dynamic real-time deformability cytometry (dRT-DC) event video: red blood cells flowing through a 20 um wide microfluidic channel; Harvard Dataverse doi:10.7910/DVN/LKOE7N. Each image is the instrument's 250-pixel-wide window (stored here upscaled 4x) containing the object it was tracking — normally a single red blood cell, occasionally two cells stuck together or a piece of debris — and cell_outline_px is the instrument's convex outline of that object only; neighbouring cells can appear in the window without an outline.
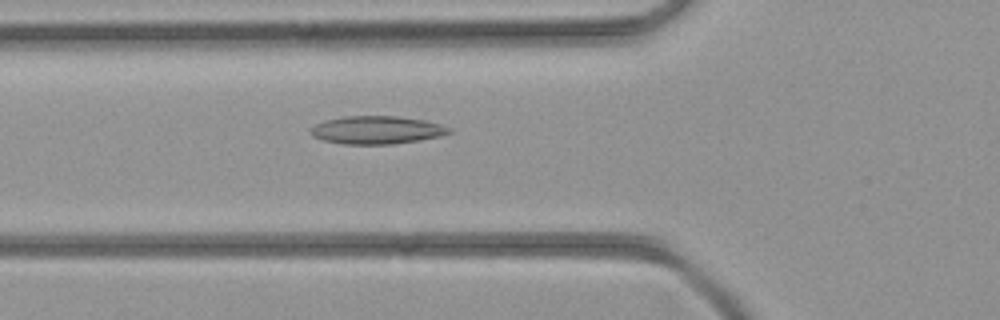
{"species": "common noctule bat (a hibernating species)", "species_latin": "Nyctalus noctula", "temperature_condition": "room temperature", "stored_images_in_passage": 32, "camera_frame_rate_fps": 3000, "um_per_image_px": 0.085, "animal": {"sex": "female", "body_mass_g": 21.9}, "frame": {"image": 1, "passage_image": 5, "time_ms": 1.333, "image_size_px": [1000, 320], "cell_outline_px": [[452, 132], [440, 136], [420, 140], [392, 144], [344, 144], [324, 140], [312, 136], [308, 132], [316, 124], [324, 120], [344, 116], [396, 116], [424, 120], [440, 124], [452, 128]], "centroid_in_image_um": [32.03, 11.05], "position_along_channel_um": 93.8, "area_um2": 22.6}}
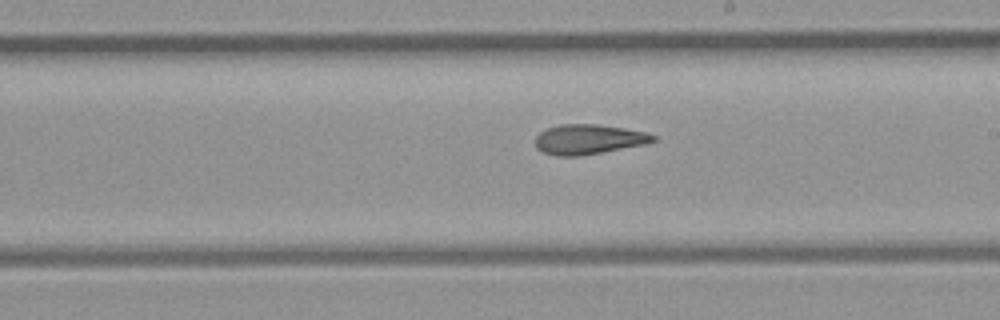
{"frame": {"image": 2, "passage_image": 14, "time_ms": 4.333, "image_size_px": [1000, 320], "cell_outline_px": [[656, 140], [644, 144], [580, 156], [556, 156], [544, 152], [536, 148], [536, 136], [540, 132], [548, 128], [560, 124], [596, 124], [624, 128], [644, 132], [656, 136]], "centroid_in_image_um": [50.0, 11.84], "position_along_channel_um": 239.0, "area_um2": 20.29}}
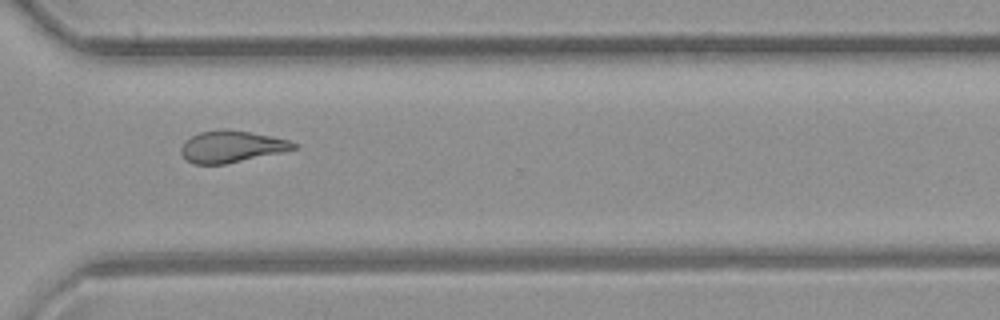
{"frame": {"image": 3, "passage_image": 21, "time_ms": 6.667, "image_size_px": [1000, 320], "cell_outline_px": [[300, 144], [296, 148], [280, 152], [224, 164], [192, 164], [180, 152], [180, 148], [192, 136], [200, 132], [248, 132], [272, 136], [288, 140]], "centroid_in_image_um": [19.7, 12.5], "position_along_channel_um": 350.9, "area_um2": 19.77}}